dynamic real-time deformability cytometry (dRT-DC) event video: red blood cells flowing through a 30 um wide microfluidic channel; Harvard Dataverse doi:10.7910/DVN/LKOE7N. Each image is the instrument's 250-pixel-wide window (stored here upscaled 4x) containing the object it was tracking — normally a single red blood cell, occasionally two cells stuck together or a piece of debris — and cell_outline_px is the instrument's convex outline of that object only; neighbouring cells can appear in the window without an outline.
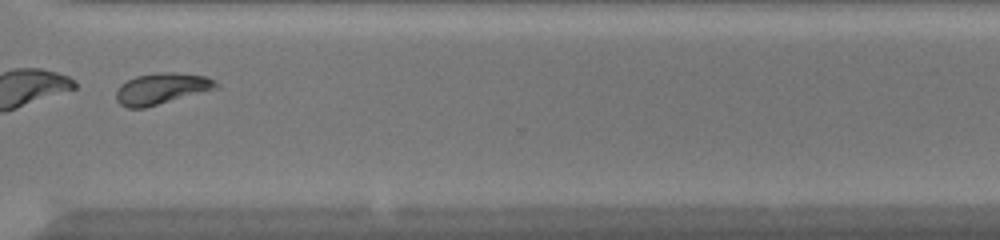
{"species": "common noctule bat (a hibernating species)", "species_latin": "Nyctalus noctula", "temperature_condition": "warm", "stored_images_in_passage": 40, "camera_frame_rate_fps": 3000, "um_per_image_px": 0.085, "animal": {"sex": "female", "body_mass_g": 20.0, "forearm_length_mm": 54.0}, "frame": {"image": 1, "passage_image": 29, "time_ms": 9.333, "image_size_px": [1000, 240], "cell_outline_px": [[220, 88], [144, 108], [128, 108], [120, 104], [116, 100], [116, 92], [120, 84], [136, 76], [156, 72], [172, 72], [204, 76], [216, 80], [220, 84]], "centroid_in_image_um": [13.76, 7.53], "position_along_channel_um": 356.8, "area_um2": 18.32}, "authors_computed_cell_mechanics": {"area_um2": 18.1781, "velocity_mm_per_s": 4.1816, "shape_relaxation_time_tau1_ms": 1.0644, "shape_relaxation_time_tau2_ms": 4.0276, "deformation_change_tau1": 0.2947, "deformation_change_tau2": 0.1061}}